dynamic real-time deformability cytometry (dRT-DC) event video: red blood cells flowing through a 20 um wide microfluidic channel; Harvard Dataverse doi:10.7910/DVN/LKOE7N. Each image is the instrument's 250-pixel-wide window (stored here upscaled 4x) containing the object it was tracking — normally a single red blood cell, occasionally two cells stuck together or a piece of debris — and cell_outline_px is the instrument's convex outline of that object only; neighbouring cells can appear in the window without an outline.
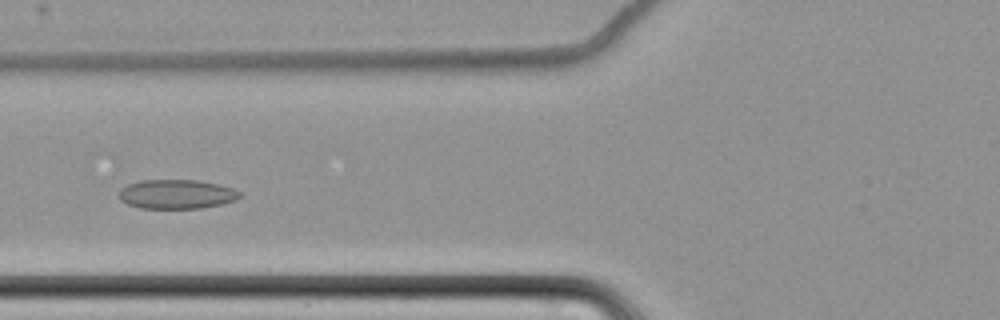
{"species": "common noctule bat (a hibernating species)", "species_latin": "Nyctalus noctula", "temperature_condition": "cold", "stored_images_in_passage": 14, "camera_frame_rate_fps": 3000, "um_per_image_px": 0.085, "animal": {"sex": "female", "body_mass_g": 22.7, "forearm_length_mm": 54.2}, "frame": {"image": 1, "passage_image": 5, "time_ms": 6.0, "image_size_px": [1000, 320], "cell_outline_px": [[240, 196], [236, 200], [220, 204], [200, 208], [140, 208], [128, 204], [120, 200], [120, 188], [128, 184], [140, 180], [196, 180], [216, 184], [232, 188], [240, 192]], "centroid_in_image_um": [14.98, 16.5], "position_along_channel_um": 110.8, "area_um2": 20.4}}
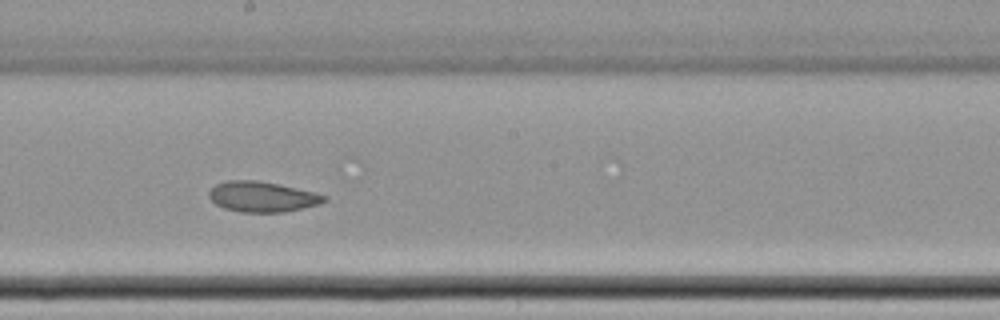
{"frame": {"image": 2, "passage_image": 8, "time_ms": 9.333, "image_size_px": [1000, 320], "cell_outline_px": [[328, 200], [320, 204], [284, 212], [240, 212], [224, 208], [216, 204], [208, 196], [208, 192], [216, 184], [228, 180], [256, 180], [280, 184], [328, 196]], "centroid_in_image_um": [22.29, 16.72], "position_along_channel_um": 225.9, "area_um2": 20.4}}
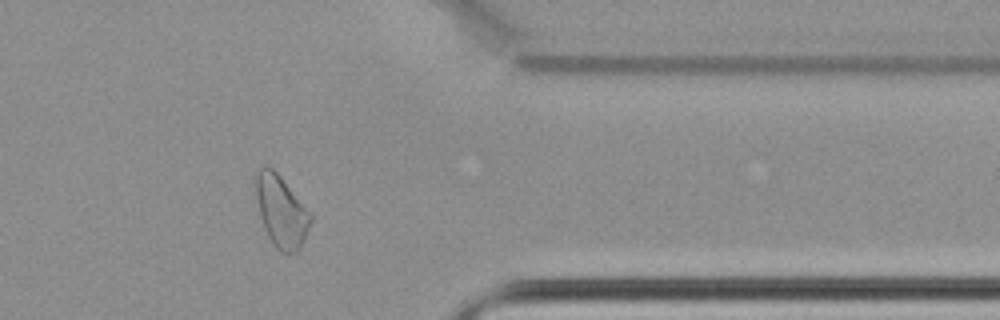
{"frame": {"image": 3, "passage_image": 12, "time_ms": 14.333, "image_size_px": [1000, 320], "cell_outline_px": [[312, 220], [304, 240], [300, 248], [296, 252], [288, 256], [280, 252], [272, 244], [264, 228], [260, 216], [252, 176], [264, 164], [272, 168], [280, 176], [312, 212]], "centroid_in_image_um": [23.89, 17.95], "position_along_channel_um": 387.5, "area_um2": 23.52}}